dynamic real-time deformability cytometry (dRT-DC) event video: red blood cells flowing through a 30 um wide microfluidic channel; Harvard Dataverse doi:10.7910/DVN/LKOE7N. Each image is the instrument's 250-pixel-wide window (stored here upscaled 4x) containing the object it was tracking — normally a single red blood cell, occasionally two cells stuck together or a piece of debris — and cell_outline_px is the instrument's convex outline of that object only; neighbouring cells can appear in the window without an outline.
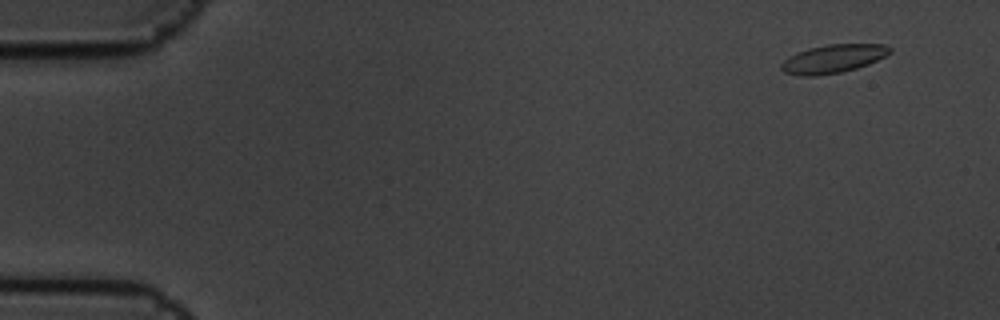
{"species": "common noctule bat (a hibernating species)", "species_latin": "Nyctalus noctula", "temperature_condition": "cold", "stored_images_in_passage": 5, "camera_frame_rate_fps": 3000, "um_per_image_px": 0.085, "animal": {"sex": "male", "body_mass_g": 19.5, "forearm_length_mm": 54.6}, "frame": {"image": 1, "passage_image": 1, "time_ms": 0.0, "image_size_px": [1000, 320], "cell_outline_px": [[892, 52], [868, 64], [856, 68], [840, 72], [816, 76], [800, 76], [784, 72], [780, 68], [780, 64], [784, 60], [796, 52], [808, 48], [828, 44], [884, 44], [892, 48]], "centroid_in_image_um": [70.79, 4.99], "position_along_channel_um": 14.2, "area_um2": 17.98}}
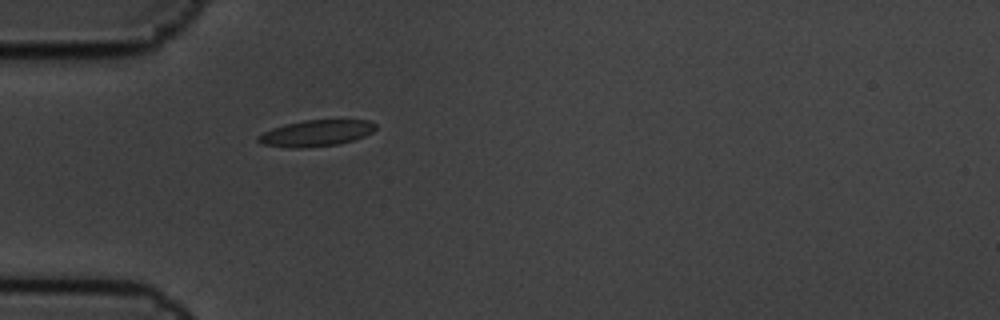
{"frame": {"image": 2, "passage_image": 5, "time_ms": 1.333, "image_size_px": [1000, 320], "cell_outline_px": [[376, 128], [372, 132], [364, 136], [352, 140], [336, 144], [304, 148], [288, 148], [264, 144], [256, 140], [256, 136], [272, 128], [284, 124], [304, 120], [368, 120], [376, 124]], "centroid_in_image_um": [26.84, 11.31], "position_along_channel_um": 58.2, "area_um2": 17.92}}